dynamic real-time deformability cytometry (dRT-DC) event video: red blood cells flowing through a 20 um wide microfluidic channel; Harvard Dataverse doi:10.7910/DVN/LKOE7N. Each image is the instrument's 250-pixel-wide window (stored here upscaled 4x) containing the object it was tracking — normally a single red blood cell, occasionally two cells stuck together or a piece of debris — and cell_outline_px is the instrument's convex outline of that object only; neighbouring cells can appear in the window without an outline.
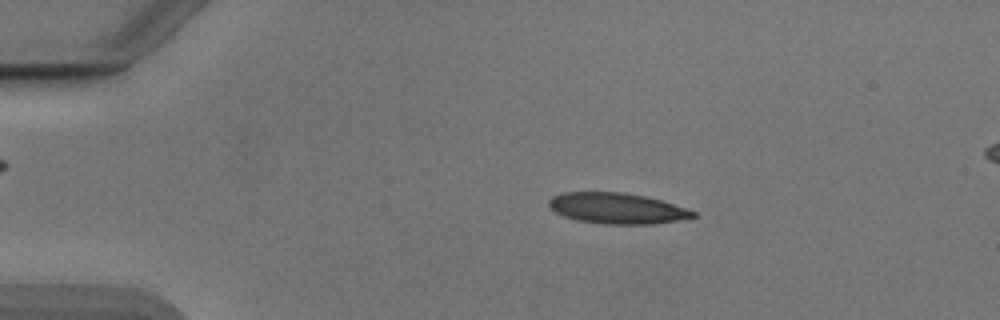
{"species": "Egyptian fruit bat (a non-hibernating species)", "species_latin": "Rousettus aegyptiacus", "temperature_condition": "cold", "stored_images_in_passage": 48, "camera_frame_rate_fps": 3000, "um_per_image_px": 0.085, "animal": {"sex": "male"}, "frame": {"image": 1, "passage_image": 6, "time_ms": 1.667, "image_size_px": [1000, 320], "cell_outline_px": [[696, 216], [656, 224], [604, 224], [576, 220], [564, 216], [556, 212], [548, 204], [548, 200], [552, 196], [564, 192], [624, 192], [644, 196], [660, 200], [696, 212]], "centroid_in_image_um": [52.4, 17.71], "position_along_channel_um": 32.6, "area_um2": 25.66}}
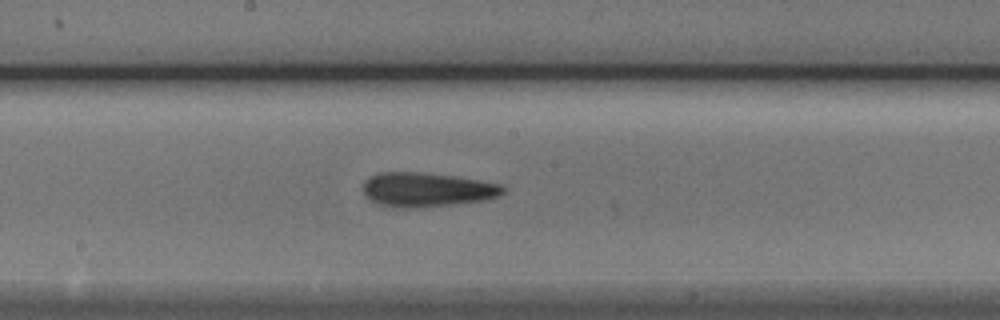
{"frame": {"image": 2, "passage_image": 24, "time_ms": 7.667, "image_size_px": [1000, 320], "cell_outline_px": [[504, 192], [500, 196], [484, 200], [452, 204], [412, 208], [392, 208], [376, 204], [368, 200], [364, 196], [364, 180], [380, 172], [416, 172], [452, 176], [480, 180], [504, 184]], "centroid_in_image_um": [36.25, 16.13], "position_along_channel_um": 211.9, "area_um2": 28.09}}
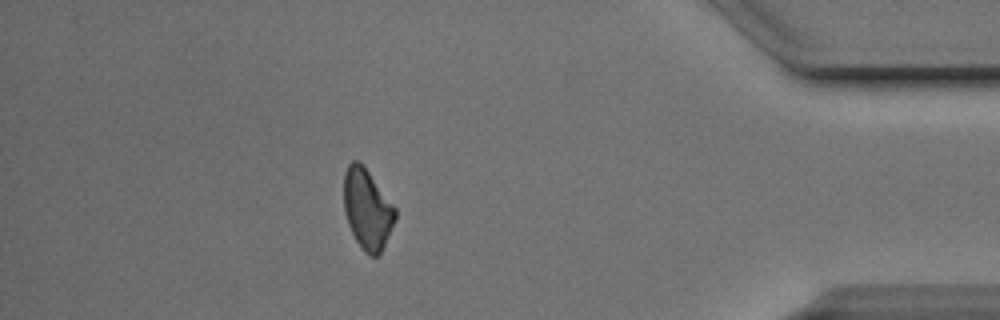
{"frame": {"image": 3, "passage_image": 42, "time_ms": 13.667, "image_size_px": [1000, 320], "cell_outline_px": [[396, 220], [380, 256], [368, 256], [360, 248], [348, 224], [344, 212], [344, 172], [348, 164], [352, 160], [356, 160], [368, 172], [396, 208]], "centroid_in_image_um": [31.22, 17.84], "position_along_channel_um": 404.0, "area_um2": 24.04}, "authors_computed_cell_mechanics": {"area_um2": 25.8944, "velocity_mm_per_s": 3.8928, "shape_relaxation_time_tau1_ms": 4.257, "shape_relaxation_time_tau2_ms": 4.381, "deformation_change_tau1": 0.1277, "deformation_change_tau2": 0.1454}}